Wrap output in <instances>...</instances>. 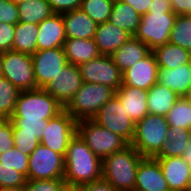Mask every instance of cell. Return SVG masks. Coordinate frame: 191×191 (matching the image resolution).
I'll use <instances>...</instances> for the list:
<instances>
[{
    "label": "cell",
    "instance_id": "1",
    "mask_svg": "<svg viewBox=\"0 0 191 191\" xmlns=\"http://www.w3.org/2000/svg\"><path fill=\"white\" fill-rule=\"evenodd\" d=\"M64 181L83 185L102 179V159L76 133L65 154Z\"/></svg>",
    "mask_w": 191,
    "mask_h": 191
},
{
    "label": "cell",
    "instance_id": "2",
    "mask_svg": "<svg viewBox=\"0 0 191 191\" xmlns=\"http://www.w3.org/2000/svg\"><path fill=\"white\" fill-rule=\"evenodd\" d=\"M144 157L131 144L102 159V178L118 191H134L137 168Z\"/></svg>",
    "mask_w": 191,
    "mask_h": 191
},
{
    "label": "cell",
    "instance_id": "3",
    "mask_svg": "<svg viewBox=\"0 0 191 191\" xmlns=\"http://www.w3.org/2000/svg\"><path fill=\"white\" fill-rule=\"evenodd\" d=\"M169 124L166 117L147 114L135 124V135L131 145L143 157H155L167 141Z\"/></svg>",
    "mask_w": 191,
    "mask_h": 191
},
{
    "label": "cell",
    "instance_id": "4",
    "mask_svg": "<svg viewBox=\"0 0 191 191\" xmlns=\"http://www.w3.org/2000/svg\"><path fill=\"white\" fill-rule=\"evenodd\" d=\"M114 95L115 90L107 85L83 82L64 109L76 121L92 119Z\"/></svg>",
    "mask_w": 191,
    "mask_h": 191
},
{
    "label": "cell",
    "instance_id": "5",
    "mask_svg": "<svg viewBox=\"0 0 191 191\" xmlns=\"http://www.w3.org/2000/svg\"><path fill=\"white\" fill-rule=\"evenodd\" d=\"M64 107L44 88L21 91L10 118L49 120Z\"/></svg>",
    "mask_w": 191,
    "mask_h": 191
},
{
    "label": "cell",
    "instance_id": "6",
    "mask_svg": "<svg viewBox=\"0 0 191 191\" xmlns=\"http://www.w3.org/2000/svg\"><path fill=\"white\" fill-rule=\"evenodd\" d=\"M77 134L91 151L101 159L129 145L122 137L109 129L101 127L92 119L77 121Z\"/></svg>",
    "mask_w": 191,
    "mask_h": 191
},
{
    "label": "cell",
    "instance_id": "7",
    "mask_svg": "<svg viewBox=\"0 0 191 191\" xmlns=\"http://www.w3.org/2000/svg\"><path fill=\"white\" fill-rule=\"evenodd\" d=\"M0 75L21 91L37 88L31 54L13 50L2 52Z\"/></svg>",
    "mask_w": 191,
    "mask_h": 191
},
{
    "label": "cell",
    "instance_id": "8",
    "mask_svg": "<svg viewBox=\"0 0 191 191\" xmlns=\"http://www.w3.org/2000/svg\"><path fill=\"white\" fill-rule=\"evenodd\" d=\"M176 17L174 12H147L141 15L134 37L147 44L151 50L164 45L169 42Z\"/></svg>",
    "mask_w": 191,
    "mask_h": 191
},
{
    "label": "cell",
    "instance_id": "9",
    "mask_svg": "<svg viewBox=\"0 0 191 191\" xmlns=\"http://www.w3.org/2000/svg\"><path fill=\"white\" fill-rule=\"evenodd\" d=\"M65 158L39 144L29 155L27 180L64 179Z\"/></svg>",
    "mask_w": 191,
    "mask_h": 191
},
{
    "label": "cell",
    "instance_id": "10",
    "mask_svg": "<svg viewBox=\"0 0 191 191\" xmlns=\"http://www.w3.org/2000/svg\"><path fill=\"white\" fill-rule=\"evenodd\" d=\"M119 98L114 95L92 118L98 125L116 133L128 144L135 135V122L126 114Z\"/></svg>",
    "mask_w": 191,
    "mask_h": 191
},
{
    "label": "cell",
    "instance_id": "11",
    "mask_svg": "<svg viewBox=\"0 0 191 191\" xmlns=\"http://www.w3.org/2000/svg\"><path fill=\"white\" fill-rule=\"evenodd\" d=\"M77 133V121L63 109L48 120L40 144L65 157L69 141Z\"/></svg>",
    "mask_w": 191,
    "mask_h": 191
},
{
    "label": "cell",
    "instance_id": "12",
    "mask_svg": "<svg viewBox=\"0 0 191 191\" xmlns=\"http://www.w3.org/2000/svg\"><path fill=\"white\" fill-rule=\"evenodd\" d=\"M85 83L103 84L117 91L122 85L123 73L114 63L111 55L100 54L98 57L79 66Z\"/></svg>",
    "mask_w": 191,
    "mask_h": 191
},
{
    "label": "cell",
    "instance_id": "13",
    "mask_svg": "<svg viewBox=\"0 0 191 191\" xmlns=\"http://www.w3.org/2000/svg\"><path fill=\"white\" fill-rule=\"evenodd\" d=\"M37 88H45L68 64L63 47L44 49L32 54Z\"/></svg>",
    "mask_w": 191,
    "mask_h": 191
},
{
    "label": "cell",
    "instance_id": "14",
    "mask_svg": "<svg viewBox=\"0 0 191 191\" xmlns=\"http://www.w3.org/2000/svg\"><path fill=\"white\" fill-rule=\"evenodd\" d=\"M82 84L79 67L68 63L44 89L65 107Z\"/></svg>",
    "mask_w": 191,
    "mask_h": 191
},
{
    "label": "cell",
    "instance_id": "15",
    "mask_svg": "<svg viewBox=\"0 0 191 191\" xmlns=\"http://www.w3.org/2000/svg\"><path fill=\"white\" fill-rule=\"evenodd\" d=\"M159 161L170 191L191 189V166L182 157H154Z\"/></svg>",
    "mask_w": 191,
    "mask_h": 191
},
{
    "label": "cell",
    "instance_id": "16",
    "mask_svg": "<svg viewBox=\"0 0 191 191\" xmlns=\"http://www.w3.org/2000/svg\"><path fill=\"white\" fill-rule=\"evenodd\" d=\"M158 70L155 56L151 52L147 57L123 72L122 85L149 90L157 83Z\"/></svg>",
    "mask_w": 191,
    "mask_h": 191
},
{
    "label": "cell",
    "instance_id": "17",
    "mask_svg": "<svg viewBox=\"0 0 191 191\" xmlns=\"http://www.w3.org/2000/svg\"><path fill=\"white\" fill-rule=\"evenodd\" d=\"M134 191H170L157 159L144 157L140 161Z\"/></svg>",
    "mask_w": 191,
    "mask_h": 191
},
{
    "label": "cell",
    "instance_id": "18",
    "mask_svg": "<svg viewBox=\"0 0 191 191\" xmlns=\"http://www.w3.org/2000/svg\"><path fill=\"white\" fill-rule=\"evenodd\" d=\"M37 51L63 47L67 37L62 14L54 13L38 24Z\"/></svg>",
    "mask_w": 191,
    "mask_h": 191
},
{
    "label": "cell",
    "instance_id": "19",
    "mask_svg": "<svg viewBox=\"0 0 191 191\" xmlns=\"http://www.w3.org/2000/svg\"><path fill=\"white\" fill-rule=\"evenodd\" d=\"M115 95L121 101L122 106L127 112L126 114L135 123L149 114L147 106L148 90L128 85H121L120 88L115 91Z\"/></svg>",
    "mask_w": 191,
    "mask_h": 191
},
{
    "label": "cell",
    "instance_id": "20",
    "mask_svg": "<svg viewBox=\"0 0 191 191\" xmlns=\"http://www.w3.org/2000/svg\"><path fill=\"white\" fill-rule=\"evenodd\" d=\"M67 39H92L97 24L80 8L62 13Z\"/></svg>",
    "mask_w": 191,
    "mask_h": 191
},
{
    "label": "cell",
    "instance_id": "21",
    "mask_svg": "<svg viewBox=\"0 0 191 191\" xmlns=\"http://www.w3.org/2000/svg\"><path fill=\"white\" fill-rule=\"evenodd\" d=\"M132 36L109 21L97 25L94 36L100 54L112 55Z\"/></svg>",
    "mask_w": 191,
    "mask_h": 191
},
{
    "label": "cell",
    "instance_id": "22",
    "mask_svg": "<svg viewBox=\"0 0 191 191\" xmlns=\"http://www.w3.org/2000/svg\"><path fill=\"white\" fill-rule=\"evenodd\" d=\"M152 50L147 44L132 36L112 55V59L116 66L123 73L140 60L147 57Z\"/></svg>",
    "mask_w": 191,
    "mask_h": 191
},
{
    "label": "cell",
    "instance_id": "23",
    "mask_svg": "<svg viewBox=\"0 0 191 191\" xmlns=\"http://www.w3.org/2000/svg\"><path fill=\"white\" fill-rule=\"evenodd\" d=\"M157 83L184 97L191 87V62L174 69L159 68Z\"/></svg>",
    "mask_w": 191,
    "mask_h": 191
},
{
    "label": "cell",
    "instance_id": "24",
    "mask_svg": "<svg viewBox=\"0 0 191 191\" xmlns=\"http://www.w3.org/2000/svg\"><path fill=\"white\" fill-rule=\"evenodd\" d=\"M68 63L79 66L93 60L100 55L94 38L92 39H66L63 45Z\"/></svg>",
    "mask_w": 191,
    "mask_h": 191
},
{
    "label": "cell",
    "instance_id": "25",
    "mask_svg": "<svg viewBox=\"0 0 191 191\" xmlns=\"http://www.w3.org/2000/svg\"><path fill=\"white\" fill-rule=\"evenodd\" d=\"M159 68L174 69L191 62V52L170 42L152 50Z\"/></svg>",
    "mask_w": 191,
    "mask_h": 191
},
{
    "label": "cell",
    "instance_id": "26",
    "mask_svg": "<svg viewBox=\"0 0 191 191\" xmlns=\"http://www.w3.org/2000/svg\"><path fill=\"white\" fill-rule=\"evenodd\" d=\"M179 98L170 88L156 83L148 90V112L154 115L166 116Z\"/></svg>",
    "mask_w": 191,
    "mask_h": 191
},
{
    "label": "cell",
    "instance_id": "27",
    "mask_svg": "<svg viewBox=\"0 0 191 191\" xmlns=\"http://www.w3.org/2000/svg\"><path fill=\"white\" fill-rule=\"evenodd\" d=\"M141 15L137 13L129 4L120 0H114L109 22L116 27L125 30L134 36L138 30Z\"/></svg>",
    "mask_w": 191,
    "mask_h": 191
},
{
    "label": "cell",
    "instance_id": "28",
    "mask_svg": "<svg viewBox=\"0 0 191 191\" xmlns=\"http://www.w3.org/2000/svg\"><path fill=\"white\" fill-rule=\"evenodd\" d=\"M190 141L191 130L169 126L167 141L155 157H182Z\"/></svg>",
    "mask_w": 191,
    "mask_h": 191
},
{
    "label": "cell",
    "instance_id": "29",
    "mask_svg": "<svg viewBox=\"0 0 191 191\" xmlns=\"http://www.w3.org/2000/svg\"><path fill=\"white\" fill-rule=\"evenodd\" d=\"M38 24L18 22L15 25V34L12 50L33 54L37 51Z\"/></svg>",
    "mask_w": 191,
    "mask_h": 191
},
{
    "label": "cell",
    "instance_id": "30",
    "mask_svg": "<svg viewBox=\"0 0 191 191\" xmlns=\"http://www.w3.org/2000/svg\"><path fill=\"white\" fill-rule=\"evenodd\" d=\"M19 21L39 24L54 14L47 0H28L18 4Z\"/></svg>",
    "mask_w": 191,
    "mask_h": 191
},
{
    "label": "cell",
    "instance_id": "31",
    "mask_svg": "<svg viewBox=\"0 0 191 191\" xmlns=\"http://www.w3.org/2000/svg\"><path fill=\"white\" fill-rule=\"evenodd\" d=\"M16 86L0 75V118L9 119L15 110V105L20 94Z\"/></svg>",
    "mask_w": 191,
    "mask_h": 191
},
{
    "label": "cell",
    "instance_id": "32",
    "mask_svg": "<svg viewBox=\"0 0 191 191\" xmlns=\"http://www.w3.org/2000/svg\"><path fill=\"white\" fill-rule=\"evenodd\" d=\"M165 117L170 127L191 130V103L185 97H180Z\"/></svg>",
    "mask_w": 191,
    "mask_h": 191
},
{
    "label": "cell",
    "instance_id": "33",
    "mask_svg": "<svg viewBox=\"0 0 191 191\" xmlns=\"http://www.w3.org/2000/svg\"><path fill=\"white\" fill-rule=\"evenodd\" d=\"M169 42L191 52V15L176 17Z\"/></svg>",
    "mask_w": 191,
    "mask_h": 191
},
{
    "label": "cell",
    "instance_id": "34",
    "mask_svg": "<svg viewBox=\"0 0 191 191\" xmlns=\"http://www.w3.org/2000/svg\"><path fill=\"white\" fill-rule=\"evenodd\" d=\"M114 0H82L83 10L97 25L109 21Z\"/></svg>",
    "mask_w": 191,
    "mask_h": 191
},
{
    "label": "cell",
    "instance_id": "35",
    "mask_svg": "<svg viewBox=\"0 0 191 191\" xmlns=\"http://www.w3.org/2000/svg\"><path fill=\"white\" fill-rule=\"evenodd\" d=\"M12 122L13 133L35 135L39 140L44 135L48 120L9 118Z\"/></svg>",
    "mask_w": 191,
    "mask_h": 191
},
{
    "label": "cell",
    "instance_id": "36",
    "mask_svg": "<svg viewBox=\"0 0 191 191\" xmlns=\"http://www.w3.org/2000/svg\"><path fill=\"white\" fill-rule=\"evenodd\" d=\"M29 155L13 147L0 154V163L15 168L27 178Z\"/></svg>",
    "mask_w": 191,
    "mask_h": 191
},
{
    "label": "cell",
    "instance_id": "37",
    "mask_svg": "<svg viewBox=\"0 0 191 191\" xmlns=\"http://www.w3.org/2000/svg\"><path fill=\"white\" fill-rule=\"evenodd\" d=\"M27 178L15 168L0 163V189L25 186Z\"/></svg>",
    "mask_w": 191,
    "mask_h": 191
},
{
    "label": "cell",
    "instance_id": "38",
    "mask_svg": "<svg viewBox=\"0 0 191 191\" xmlns=\"http://www.w3.org/2000/svg\"><path fill=\"white\" fill-rule=\"evenodd\" d=\"M14 147L20 152L30 155L40 144L35 135L13 133Z\"/></svg>",
    "mask_w": 191,
    "mask_h": 191
},
{
    "label": "cell",
    "instance_id": "39",
    "mask_svg": "<svg viewBox=\"0 0 191 191\" xmlns=\"http://www.w3.org/2000/svg\"><path fill=\"white\" fill-rule=\"evenodd\" d=\"M14 147L13 127L10 119L0 118V154Z\"/></svg>",
    "mask_w": 191,
    "mask_h": 191
},
{
    "label": "cell",
    "instance_id": "40",
    "mask_svg": "<svg viewBox=\"0 0 191 191\" xmlns=\"http://www.w3.org/2000/svg\"><path fill=\"white\" fill-rule=\"evenodd\" d=\"M0 22L16 25L19 22L18 5L10 0L0 1Z\"/></svg>",
    "mask_w": 191,
    "mask_h": 191
},
{
    "label": "cell",
    "instance_id": "41",
    "mask_svg": "<svg viewBox=\"0 0 191 191\" xmlns=\"http://www.w3.org/2000/svg\"><path fill=\"white\" fill-rule=\"evenodd\" d=\"M64 179L27 180L25 191H58Z\"/></svg>",
    "mask_w": 191,
    "mask_h": 191
},
{
    "label": "cell",
    "instance_id": "42",
    "mask_svg": "<svg viewBox=\"0 0 191 191\" xmlns=\"http://www.w3.org/2000/svg\"><path fill=\"white\" fill-rule=\"evenodd\" d=\"M15 25L0 22V52L12 50Z\"/></svg>",
    "mask_w": 191,
    "mask_h": 191
},
{
    "label": "cell",
    "instance_id": "43",
    "mask_svg": "<svg viewBox=\"0 0 191 191\" xmlns=\"http://www.w3.org/2000/svg\"><path fill=\"white\" fill-rule=\"evenodd\" d=\"M56 14L73 11L81 7L82 0H47Z\"/></svg>",
    "mask_w": 191,
    "mask_h": 191
},
{
    "label": "cell",
    "instance_id": "44",
    "mask_svg": "<svg viewBox=\"0 0 191 191\" xmlns=\"http://www.w3.org/2000/svg\"><path fill=\"white\" fill-rule=\"evenodd\" d=\"M80 191H118L103 178L91 183L80 185Z\"/></svg>",
    "mask_w": 191,
    "mask_h": 191
},
{
    "label": "cell",
    "instance_id": "45",
    "mask_svg": "<svg viewBox=\"0 0 191 191\" xmlns=\"http://www.w3.org/2000/svg\"><path fill=\"white\" fill-rule=\"evenodd\" d=\"M170 2L177 16L191 15V0H170Z\"/></svg>",
    "mask_w": 191,
    "mask_h": 191
},
{
    "label": "cell",
    "instance_id": "46",
    "mask_svg": "<svg viewBox=\"0 0 191 191\" xmlns=\"http://www.w3.org/2000/svg\"><path fill=\"white\" fill-rule=\"evenodd\" d=\"M129 4L137 13L144 15L148 12L152 0H120Z\"/></svg>",
    "mask_w": 191,
    "mask_h": 191
},
{
    "label": "cell",
    "instance_id": "47",
    "mask_svg": "<svg viewBox=\"0 0 191 191\" xmlns=\"http://www.w3.org/2000/svg\"><path fill=\"white\" fill-rule=\"evenodd\" d=\"M173 12L170 0H152L148 13Z\"/></svg>",
    "mask_w": 191,
    "mask_h": 191
},
{
    "label": "cell",
    "instance_id": "48",
    "mask_svg": "<svg viewBox=\"0 0 191 191\" xmlns=\"http://www.w3.org/2000/svg\"><path fill=\"white\" fill-rule=\"evenodd\" d=\"M58 191H80V185L63 182L60 186Z\"/></svg>",
    "mask_w": 191,
    "mask_h": 191
},
{
    "label": "cell",
    "instance_id": "49",
    "mask_svg": "<svg viewBox=\"0 0 191 191\" xmlns=\"http://www.w3.org/2000/svg\"><path fill=\"white\" fill-rule=\"evenodd\" d=\"M182 158L191 166V141L184 151Z\"/></svg>",
    "mask_w": 191,
    "mask_h": 191
},
{
    "label": "cell",
    "instance_id": "50",
    "mask_svg": "<svg viewBox=\"0 0 191 191\" xmlns=\"http://www.w3.org/2000/svg\"><path fill=\"white\" fill-rule=\"evenodd\" d=\"M0 191H25V186L1 188Z\"/></svg>",
    "mask_w": 191,
    "mask_h": 191
},
{
    "label": "cell",
    "instance_id": "51",
    "mask_svg": "<svg viewBox=\"0 0 191 191\" xmlns=\"http://www.w3.org/2000/svg\"><path fill=\"white\" fill-rule=\"evenodd\" d=\"M184 97L191 103V87L188 89V92Z\"/></svg>",
    "mask_w": 191,
    "mask_h": 191
},
{
    "label": "cell",
    "instance_id": "52",
    "mask_svg": "<svg viewBox=\"0 0 191 191\" xmlns=\"http://www.w3.org/2000/svg\"><path fill=\"white\" fill-rule=\"evenodd\" d=\"M10 1H12L13 3L18 5V4H21V3L26 2L28 0H10Z\"/></svg>",
    "mask_w": 191,
    "mask_h": 191
},
{
    "label": "cell",
    "instance_id": "53",
    "mask_svg": "<svg viewBox=\"0 0 191 191\" xmlns=\"http://www.w3.org/2000/svg\"><path fill=\"white\" fill-rule=\"evenodd\" d=\"M1 58H2V52H0V73H1Z\"/></svg>",
    "mask_w": 191,
    "mask_h": 191
}]
</instances>
